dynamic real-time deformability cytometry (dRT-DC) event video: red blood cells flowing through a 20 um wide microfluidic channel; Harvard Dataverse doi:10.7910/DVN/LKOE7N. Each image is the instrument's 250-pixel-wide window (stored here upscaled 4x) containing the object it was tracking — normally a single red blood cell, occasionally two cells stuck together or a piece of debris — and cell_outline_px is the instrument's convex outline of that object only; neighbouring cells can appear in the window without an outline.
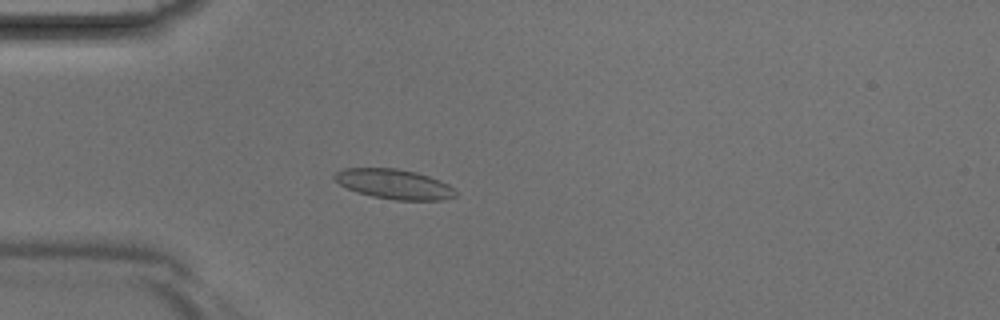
{"species": "Egyptian fruit bat (a non-hibernating species)", "species_latin": "Rousettus aegyptiacus", "temperature_condition": "room temperature", "stored_images_in_passage": 3, "camera_frame_rate_fps": 3000, "um_per_image_px": 0.085, "animal": {"sex": "male"}, "frame": {"image": 1, "passage_image": 3, "time_ms": 0.667, "image_size_px": [1000, 320], "cell_outline_px": [[456, 196], [440, 200], [396, 200], [372, 196], [356, 192], [340, 184], [332, 176], [336, 172], [344, 168], [396, 168], [416, 172], [440, 180], [456, 188]], "centroid_in_image_um": [33.52, 15.64], "position_along_channel_um": 51.5, "area_um2": 21.04}}